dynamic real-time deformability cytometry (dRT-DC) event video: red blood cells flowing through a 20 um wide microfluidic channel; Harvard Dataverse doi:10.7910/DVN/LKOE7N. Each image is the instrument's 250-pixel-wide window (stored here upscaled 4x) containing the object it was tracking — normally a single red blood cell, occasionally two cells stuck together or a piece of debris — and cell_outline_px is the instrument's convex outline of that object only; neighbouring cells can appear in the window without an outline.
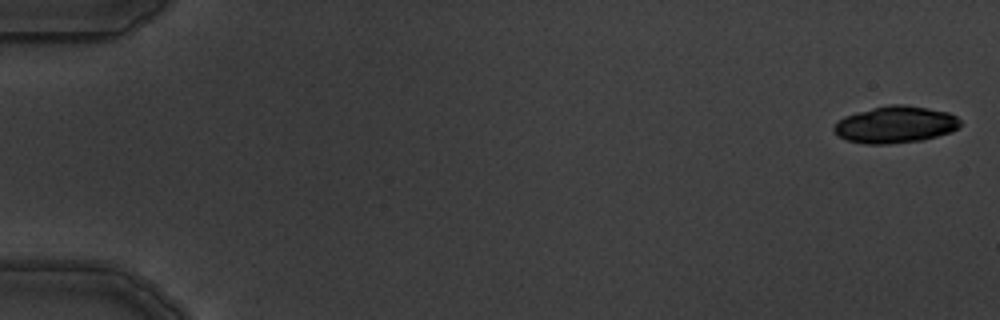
{"species": "common noctule bat (a hibernating species)", "species_latin": "Nyctalus noctula", "temperature_condition": "warm", "stored_images_in_passage": 6, "camera_frame_rate_fps": 3000, "um_per_image_px": 0.085, "animal": {"sex": "male", "body_mass_g": 19.5, "forearm_length_mm": 54.6}, "frame": {"image": 1, "passage_image": 1, "time_ms": 0.0, "image_size_px": [1000, 320], "cell_outline_px": [[960, 124], [952, 132], [920, 140], [888, 144], [864, 144], [848, 140], [836, 136], [832, 128], [844, 116], [856, 112], [872, 108], [892, 104], [904, 104], [928, 108], [948, 112], [956, 116], [960, 120]], "centroid_in_image_um": [76.08, 10.59], "position_along_channel_um": 8.9, "area_um2": 27.05}}